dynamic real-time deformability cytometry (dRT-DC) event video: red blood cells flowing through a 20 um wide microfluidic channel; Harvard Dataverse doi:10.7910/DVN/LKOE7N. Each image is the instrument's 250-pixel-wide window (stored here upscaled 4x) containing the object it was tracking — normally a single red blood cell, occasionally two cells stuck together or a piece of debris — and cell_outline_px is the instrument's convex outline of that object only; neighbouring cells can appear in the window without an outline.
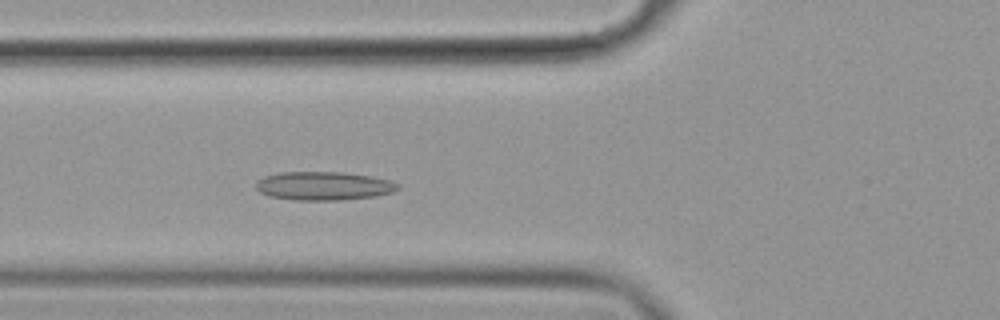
{"species": "common noctule bat (a hibernating species)", "species_latin": "Nyctalus noctula", "temperature_condition": "cold", "stored_images_in_passage": 44, "camera_frame_rate_fps": 3000, "um_per_image_px": 0.085, "animal": {"sex": "female", "body_mass_g": 19.9}, "frame": {"image": 1, "passage_image": 16, "time_ms": 5.0, "image_size_px": [1000, 320], "cell_outline_px": [[400, 188], [392, 192], [376, 196], [344, 200], [296, 200], [268, 196], [260, 192], [256, 188], [256, 180], [264, 176], [280, 172], [340, 172], [368, 176], [388, 180], [400, 184]], "centroid_in_image_um": [27.48, 15.81], "position_along_channel_um": 98.3, "area_um2": 23.64}}
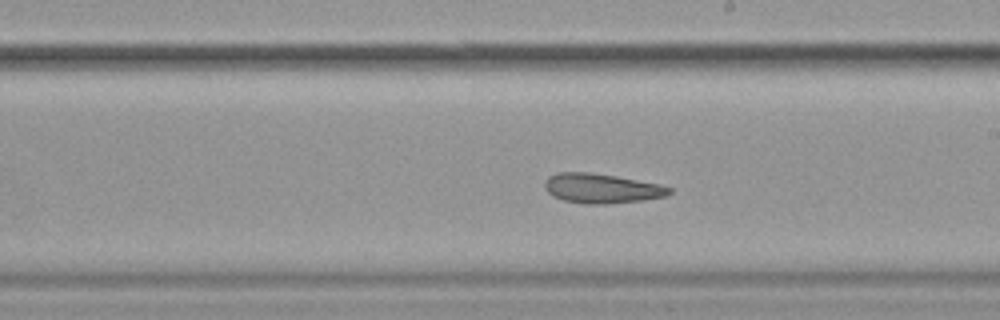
{"frame": {"image": 2, "passage_image": 28, "time_ms": 9.0, "image_size_px": [1000, 320], "cell_outline_px": [[672, 192], [668, 196], [644, 200], [608, 204], [584, 204], [564, 200], [552, 196], [544, 188], [544, 180], [548, 176], [560, 172], [588, 172], [616, 176], [660, 184], [672, 188]], "centroid_in_image_um": [51.14, 16.02], "position_along_channel_um": 237.9, "area_um2": 21.73}}
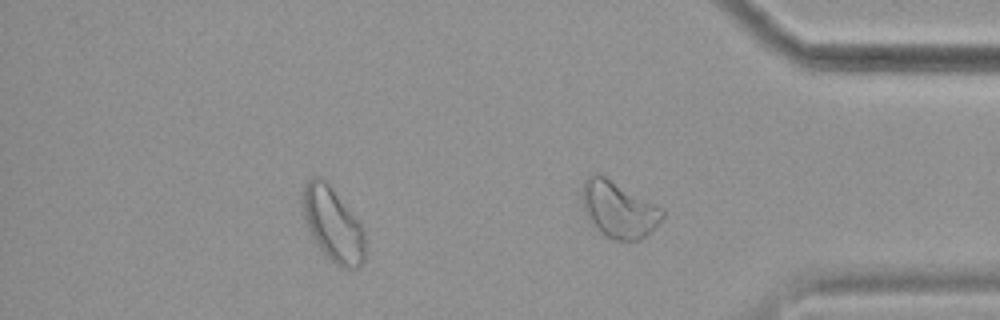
{"frame": {"image": 3, "passage_image": 41, "time_ms": 13.333, "image_size_px": [1000, 320], "cell_outline_px": [[364, 260], [360, 268], [344, 268], [336, 264], [316, 244], [304, 216], [300, 204], [304, 184], [312, 176], [320, 176], [328, 184], [360, 224], [364, 232]], "centroid_in_image_um": [28.26, 19.06], "position_along_channel_um": 406.9, "area_um2": 26.36}, "authors_computed_cell_mechanics": {"area_um2": 23.3512, "velocity_mm_per_s": 3.4841, "shape_relaxation_time_tau1_ms": null, "shape_relaxation_time_tau2_ms": 4.9504, "deformation_change_tau1": null, "deformation_change_tau2": 0.1185}}